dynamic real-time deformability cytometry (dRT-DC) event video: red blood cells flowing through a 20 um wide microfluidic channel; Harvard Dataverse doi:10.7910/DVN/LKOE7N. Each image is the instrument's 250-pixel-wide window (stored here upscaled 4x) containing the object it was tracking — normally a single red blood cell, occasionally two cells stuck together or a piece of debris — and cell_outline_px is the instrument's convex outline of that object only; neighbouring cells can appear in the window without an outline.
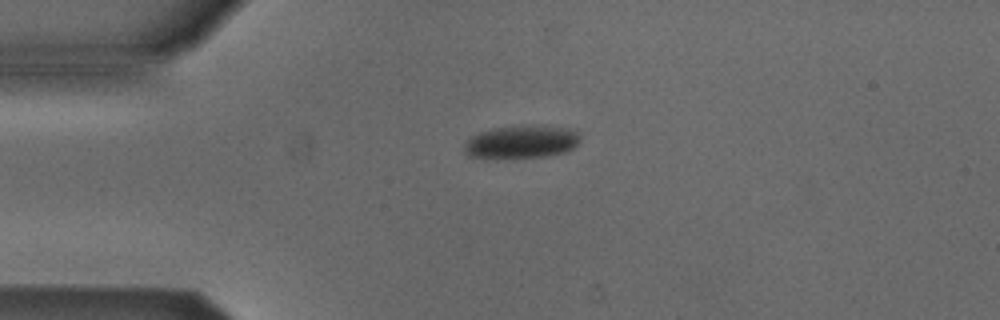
{"species": "Egyptian fruit bat (a non-hibernating species)", "species_latin": "Rousettus aegyptiacus", "temperature_condition": "cold", "stored_images_in_passage": 2, "camera_frame_rate_fps": 3000, "um_per_image_px": 0.085, "animal": {"sex": "male"}, "frame": {"image": 1, "passage_image": 1, "time_ms": 0.0, "image_size_px": [1000, 320], "cell_outline_px": [[580, 140], [572, 148], [564, 152], [544, 156], [468, 156], [464, 148], [464, 144], [472, 136], [480, 132], [496, 128], [572, 128], [580, 132]], "centroid_in_image_um": [44.36, 12.07], "position_along_channel_um": 40.6, "area_um2": 20.63}}